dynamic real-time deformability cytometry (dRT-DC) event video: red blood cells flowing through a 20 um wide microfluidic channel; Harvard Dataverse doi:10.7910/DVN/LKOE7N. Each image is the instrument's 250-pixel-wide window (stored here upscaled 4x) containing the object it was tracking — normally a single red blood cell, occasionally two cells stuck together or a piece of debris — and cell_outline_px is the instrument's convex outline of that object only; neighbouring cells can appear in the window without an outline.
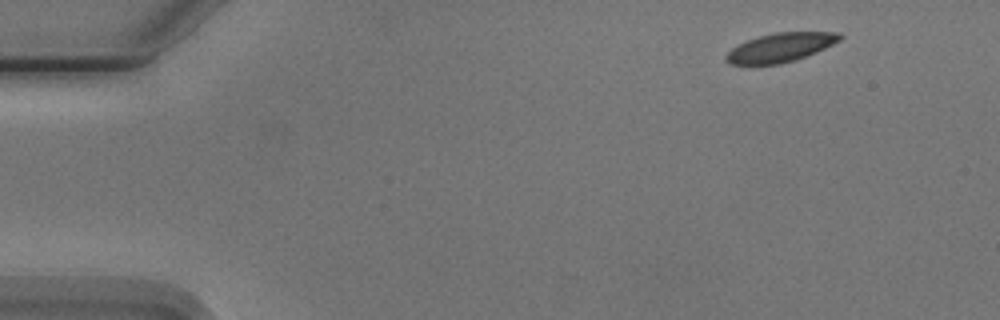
{"species": "Egyptian fruit bat (a non-hibernating species)", "species_latin": "Rousettus aegyptiacus", "temperature_condition": "cold", "stored_images_in_passage": 3, "camera_frame_rate_fps": 3000, "um_per_image_px": 0.085, "animal": {"sex": "male"}, "frame": {"image": 1, "passage_image": 1, "time_ms": 0.0, "image_size_px": [1000, 320], "cell_outline_px": [[844, 36], [840, 40], [816, 52], [796, 60], [780, 64], [728, 64], [724, 60], [724, 56], [736, 44], [756, 36], [776, 32], [840, 32]], "centroid_in_image_um": [66.3, 4.03], "position_along_channel_um": 18.7, "area_um2": 19.36}}